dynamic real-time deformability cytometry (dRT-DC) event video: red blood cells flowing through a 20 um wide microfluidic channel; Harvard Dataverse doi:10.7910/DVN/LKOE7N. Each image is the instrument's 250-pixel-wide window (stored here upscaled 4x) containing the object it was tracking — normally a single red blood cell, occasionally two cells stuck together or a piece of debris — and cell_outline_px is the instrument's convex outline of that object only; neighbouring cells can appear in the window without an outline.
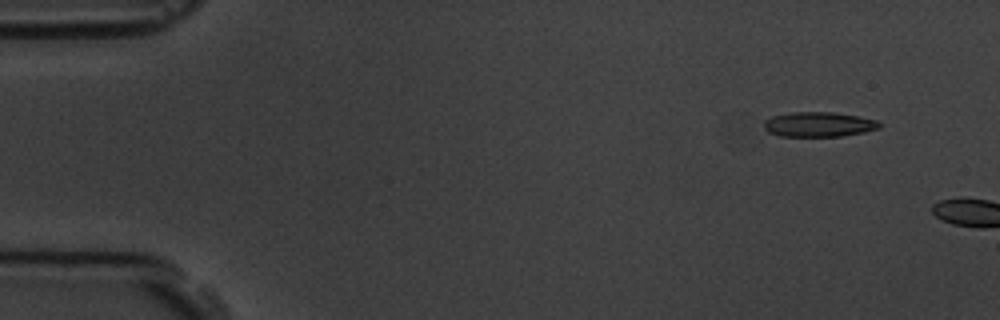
{"species": "common noctule bat (a hibernating species)", "species_latin": "Nyctalus noctula", "temperature_condition": "room temperature", "stored_images_in_passage": 3, "camera_frame_rate_fps": 3000, "um_per_image_px": 0.085, "animal": {"sex": "male", "body_mass_g": 19.5, "forearm_length_mm": 54.6}, "frame": {"image": 1, "passage_image": 2, "time_ms": 1.333, "image_size_px": [1000, 320], "cell_outline_px": [[880, 128], [864, 132], [840, 136], [780, 136], [768, 132], [764, 128], [764, 120], [772, 116], [792, 112], [832, 112], [856, 116], [876, 120], [880, 124]], "centroid_in_image_um": [69.55, 10.57], "position_along_channel_um": 15.4, "area_um2": 16.59}}